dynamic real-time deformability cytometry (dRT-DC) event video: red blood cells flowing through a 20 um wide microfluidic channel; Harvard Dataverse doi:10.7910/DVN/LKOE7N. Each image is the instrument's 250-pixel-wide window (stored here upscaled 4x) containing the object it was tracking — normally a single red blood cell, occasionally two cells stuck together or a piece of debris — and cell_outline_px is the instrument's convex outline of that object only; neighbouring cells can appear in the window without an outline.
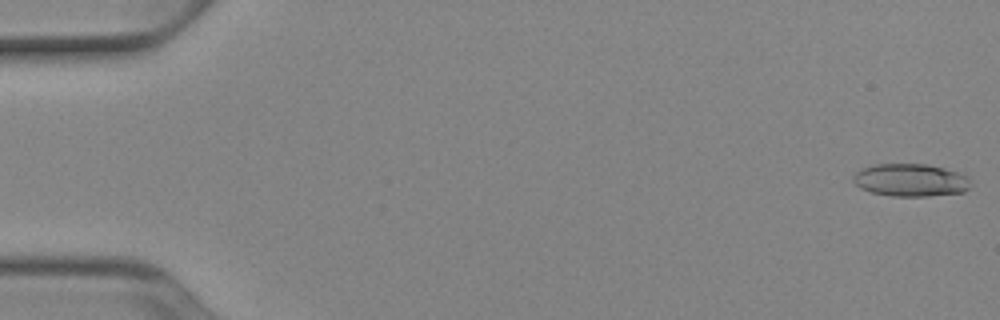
{"species": "Egyptian fruit bat (a non-hibernating species)", "species_latin": "Rousettus aegyptiacus", "temperature_condition": "cold", "stored_images_in_passage": 52, "camera_frame_rate_fps": 3000, "um_per_image_px": 0.085, "animal": {"sex": "female"}, "frame": {"image": 1, "passage_image": 1, "time_ms": 0.0, "image_size_px": [1000, 320], "cell_outline_px": [[972, 184], [964, 192], [928, 196], [892, 196], [872, 192], [860, 188], [852, 180], [852, 176], [856, 172], [864, 168], [876, 164], [928, 164], [944, 168], [968, 176]], "centroid_in_image_um": [77.41, 15.31], "position_along_channel_um": 7.6, "area_um2": 22.37}}
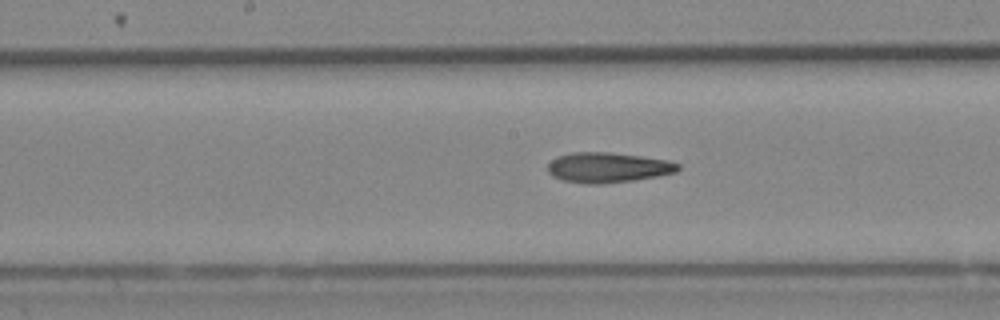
{"frame": {"image": 2, "passage_image": 27, "time_ms": 8.667, "image_size_px": [1000, 320], "cell_outline_px": [[680, 168], [676, 172], [656, 176], [632, 180], [600, 184], [584, 184], [560, 180], [552, 176], [548, 172], [548, 164], [556, 156], [572, 152], [608, 152], [640, 156], [668, 160], [680, 164]], "centroid_in_image_um": [51.63, 14.24], "position_along_channel_um": 196.6, "area_um2": 22.95}}
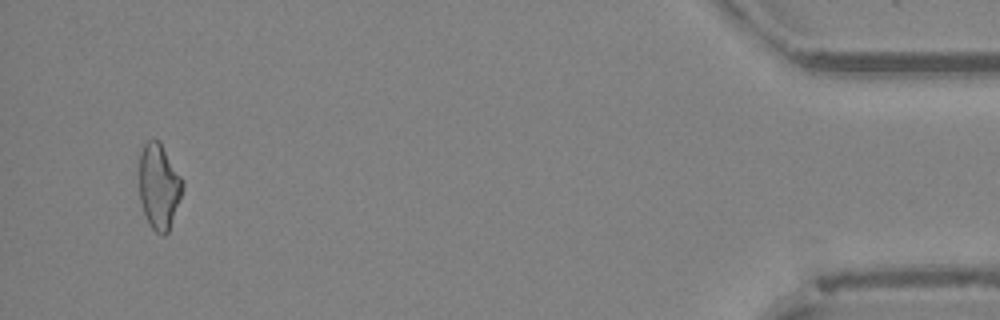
{"frame": {"image": 3, "passage_image": 50, "time_ms": 16.333, "image_size_px": [1000, 320], "cell_outline_px": [[184, 188], [168, 232], [164, 236], [160, 236], [148, 224], [140, 200], [140, 152], [144, 144], [148, 140], [160, 140], [180, 176], [184, 184]], "centroid_in_image_um": [13.51, 15.86], "position_along_channel_um": 421.7, "area_um2": 21.5}, "authors_computed_cell_mechanics": {"area_um2": 22.2241, "velocity_mm_per_s": 3.9333, "shape_relaxation_time_tau1_ms": null, "shape_relaxation_time_tau2_ms": 2.7417, "deformation_change_tau1": null, "deformation_change_tau2": 0.1271}}